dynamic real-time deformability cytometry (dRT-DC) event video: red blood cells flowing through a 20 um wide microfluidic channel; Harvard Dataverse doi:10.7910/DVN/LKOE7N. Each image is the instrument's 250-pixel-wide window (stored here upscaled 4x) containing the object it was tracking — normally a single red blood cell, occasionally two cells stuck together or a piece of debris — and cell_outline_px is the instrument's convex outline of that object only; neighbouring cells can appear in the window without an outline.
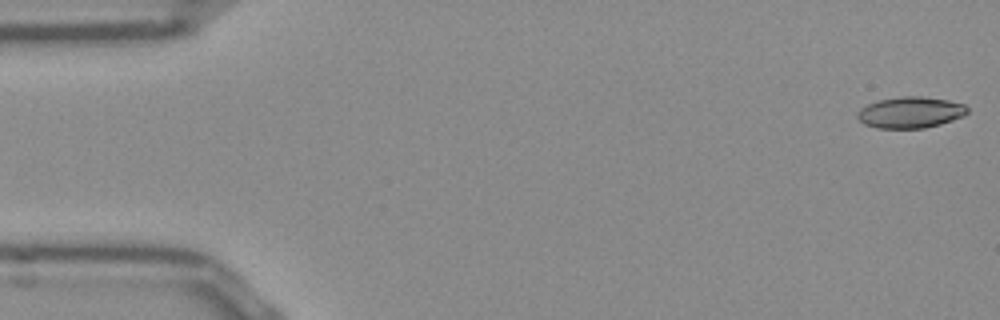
{"species": "Egyptian fruit bat (a non-hibernating species)", "species_latin": "Rousettus aegyptiacus", "temperature_condition": "room temperature", "stored_images_in_passage": 52, "camera_frame_rate_fps": 3000, "um_per_image_px": 0.085, "frame": {"image": 1, "passage_image": 1, "time_ms": 0.0, "image_size_px": [1000, 320], "cell_outline_px": [[968, 112], [964, 116], [940, 124], [924, 128], [876, 128], [864, 124], [856, 116], [856, 112], [860, 108], [868, 104], [880, 100], [900, 96], [920, 96], [948, 100], [964, 104], [968, 108]], "centroid_in_image_um": [77.38, 9.55], "position_along_channel_um": 7.6, "area_um2": 20.06}}
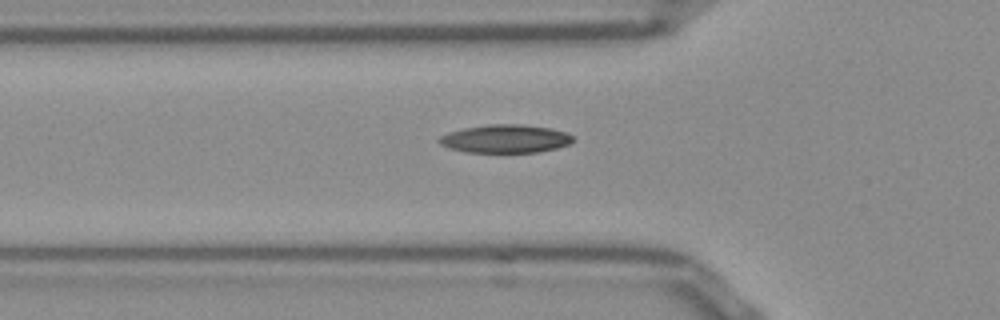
{"frame": {"image": 2, "passage_image": 17, "time_ms": 5.333, "image_size_px": [1000, 320], "cell_outline_px": [[572, 144], [540, 152], [468, 152], [448, 148], [440, 144], [436, 140], [440, 136], [448, 132], [464, 128], [488, 124], [520, 124], [552, 128], [568, 132], [572, 136]], "centroid_in_image_um": [42.96, 11.79], "position_along_channel_um": 82.8, "area_um2": 22.2}}
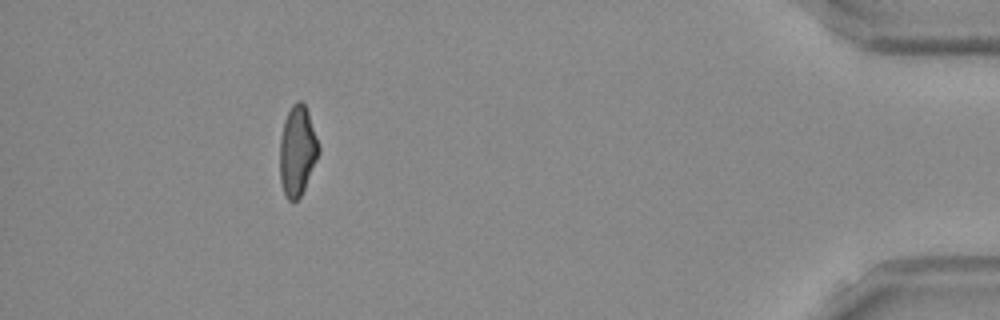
{"frame": {"image": 3, "passage_image": 47, "time_ms": 15.333, "image_size_px": [1000, 320], "cell_outline_px": [[320, 152], [304, 188], [300, 196], [296, 200], [288, 200], [284, 192], [280, 180], [280, 140], [284, 120], [292, 104], [296, 100], [300, 100], [304, 104], [308, 112], [320, 148]], "centroid_in_image_um": [25.27, 12.8], "position_along_channel_um": 409.9, "area_um2": 20.11}, "authors_computed_cell_mechanics": {"area_um2": 20.6057, "velocity_mm_per_s": 3.8976, "shape_relaxation_time_tau1_ms": 8.9161, "shape_relaxation_time_tau2_ms": 2.7245, "deformation_change_tau1": 0.2369, "deformation_change_tau2": 0.0902}}